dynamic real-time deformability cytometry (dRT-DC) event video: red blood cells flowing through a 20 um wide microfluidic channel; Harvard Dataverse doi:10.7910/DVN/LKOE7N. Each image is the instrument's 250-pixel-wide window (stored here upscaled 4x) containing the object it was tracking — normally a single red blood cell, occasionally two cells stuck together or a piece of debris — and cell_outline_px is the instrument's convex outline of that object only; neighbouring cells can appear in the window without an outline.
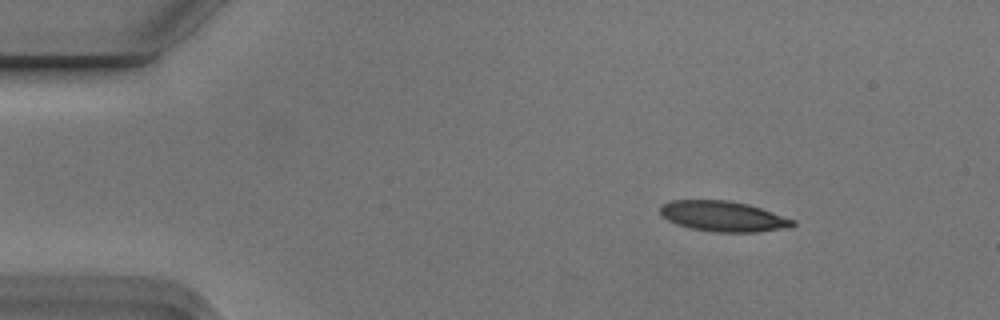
{"species": "Egyptian fruit bat (a non-hibernating species)", "species_latin": "Rousettus aegyptiacus", "temperature_condition": "cold", "stored_images_in_passage": 5, "camera_frame_rate_fps": 3000, "um_per_image_px": 0.085, "animal": {"sex": "male"}, "frame": {"image": 1, "passage_image": 2, "time_ms": 0.333, "image_size_px": [1000, 320], "cell_outline_px": [[796, 224], [780, 228], [756, 232], [716, 232], [692, 228], [676, 224], [660, 216], [660, 204], [672, 200], [728, 200], [748, 204], [796, 220]], "centroid_in_image_um": [61.41, 18.37], "position_along_channel_um": 23.6, "area_um2": 23.35}}
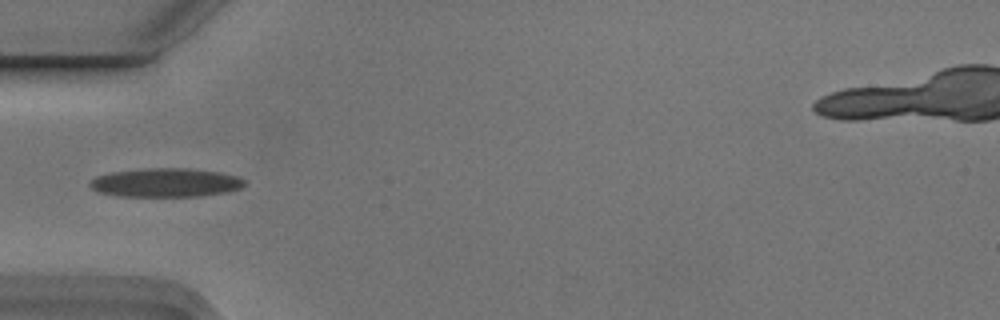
{"frame": {"image": 2, "passage_image": 5, "time_ms": 1.333, "image_size_px": [1000, 320], "cell_outline_px": [[244, 184], [240, 188], [228, 192], [200, 196], [120, 196], [96, 192], [88, 184], [96, 176], [112, 172], [144, 168], [188, 168], [220, 172], [236, 176], [244, 180]], "centroid_in_image_um": [14.06, 15.52], "position_along_channel_um": 70.9, "area_um2": 25.95}}